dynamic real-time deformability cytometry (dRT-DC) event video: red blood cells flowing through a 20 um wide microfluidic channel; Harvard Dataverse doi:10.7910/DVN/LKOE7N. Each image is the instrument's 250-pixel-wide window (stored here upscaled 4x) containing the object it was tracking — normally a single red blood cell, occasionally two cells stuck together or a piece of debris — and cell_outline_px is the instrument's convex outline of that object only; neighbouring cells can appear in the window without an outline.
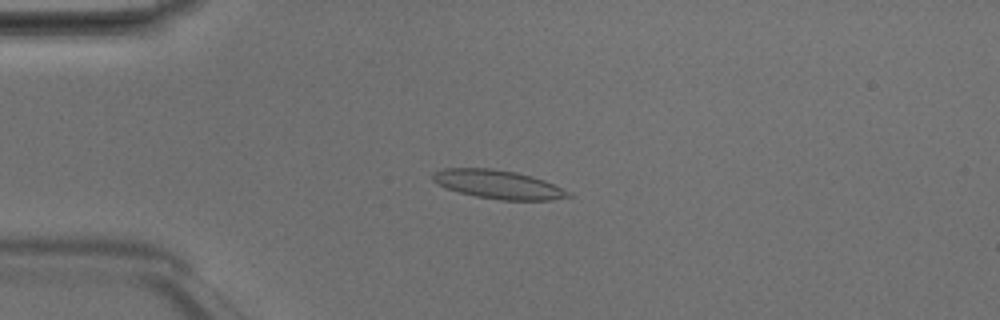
{"species": "Egyptian fruit bat (a non-hibernating species)", "species_latin": "Rousettus aegyptiacus", "temperature_condition": "room temperature", "stored_images_in_passage": 48, "camera_frame_rate_fps": 3000, "um_per_image_px": 0.085, "animal": {"sex": "male"}, "frame": {"image": 1, "passage_image": 12, "time_ms": 3.667, "image_size_px": [1000, 320], "cell_outline_px": [[572, 196], [552, 200], [500, 200], [476, 196], [460, 192], [448, 188], [432, 180], [432, 172], [444, 168], [492, 168], [516, 172], [532, 176], [544, 180], [572, 192]], "centroid_in_image_um": [42.38, 15.67], "position_along_channel_um": 42.6, "area_um2": 22.6}}
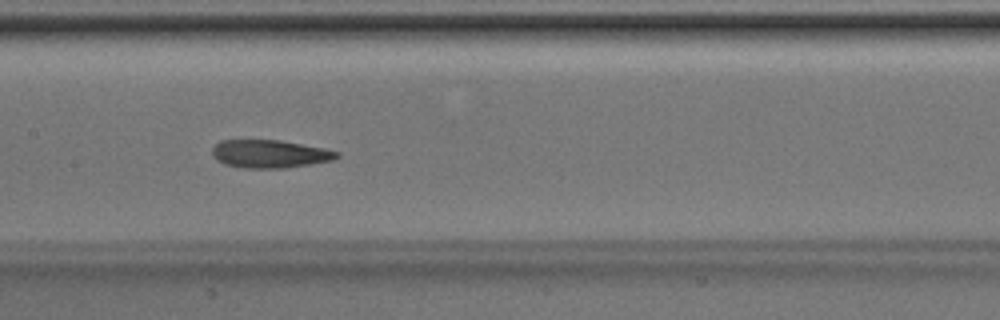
{"frame": {"image": 2, "passage_image": 24, "time_ms": 7.667, "image_size_px": [1000, 320], "cell_outline_px": [[340, 156], [332, 160], [312, 164], [288, 168], [244, 168], [224, 164], [216, 160], [212, 156], [212, 148], [220, 140], [280, 140], [324, 148], [340, 152]], "centroid_in_image_um": [22.93, 13.08], "position_along_channel_um": 184.5, "area_um2": 20.52}}
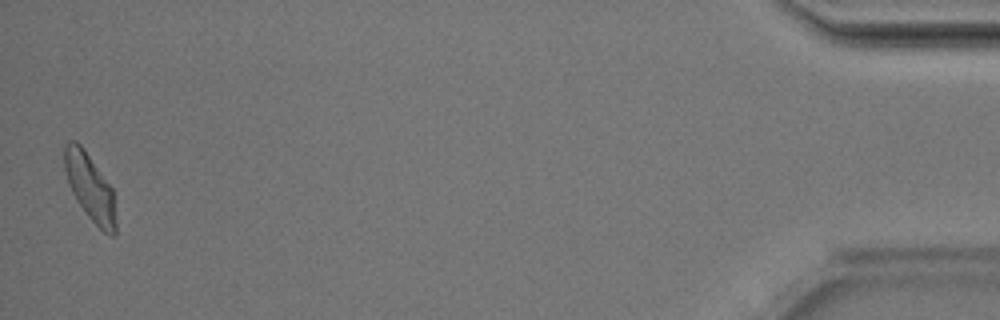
{"frame": {"image": 3, "passage_image": 48, "time_ms": 15.667, "image_size_px": [1000, 320], "cell_outline_px": [[116, 232], [112, 236], [104, 232], [88, 216], [76, 200], [72, 192], [64, 168], [64, 144], [68, 140], [76, 140], [84, 148], [112, 188], [116, 220]], "centroid_in_image_um": [7.64, 15.89], "position_along_channel_um": 427.6, "area_um2": 19.88}, "authors_computed_cell_mechanics": {"area_um2": 20.519, "velocity_mm_per_s": 4.1574, "shape_relaxation_time_tau1_ms": null, "shape_relaxation_time_tau2_ms": 4.5749, "deformation_change_tau1": null, "deformation_change_tau2": 0.1312}}